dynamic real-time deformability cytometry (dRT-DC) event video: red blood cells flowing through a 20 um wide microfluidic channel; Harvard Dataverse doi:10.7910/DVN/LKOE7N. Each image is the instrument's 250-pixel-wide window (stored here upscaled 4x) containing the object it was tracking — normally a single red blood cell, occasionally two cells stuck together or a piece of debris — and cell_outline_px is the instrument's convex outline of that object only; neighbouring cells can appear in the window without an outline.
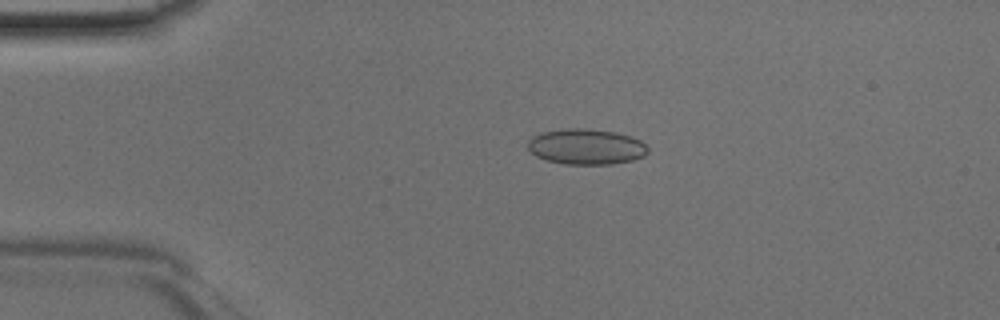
{"species": "Egyptian fruit bat (a non-hibernating species)", "species_latin": "Rousettus aegyptiacus", "temperature_condition": "room temperature", "stored_images_in_passage": 46, "camera_frame_rate_fps": 3000, "um_per_image_px": 0.085, "animal": {"sex": "male"}, "frame": {"image": 1, "passage_image": 10, "time_ms": 3.0, "image_size_px": [1000, 320], "cell_outline_px": [[648, 152], [644, 156], [632, 160], [612, 164], [564, 164], [548, 160], [536, 156], [528, 148], [528, 140], [532, 136], [540, 132], [564, 128], [584, 128], [616, 132], [640, 140], [648, 148]], "centroid_in_image_um": [49.8, 12.46], "position_along_channel_um": 35.2, "area_um2": 24.91}}
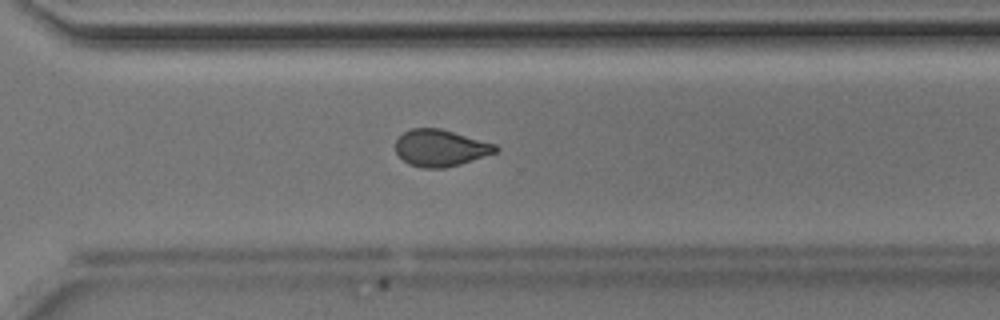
{"frame": {"image": 2, "passage_image": 33, "time_ms": 10.667, "image_size_px": [1000, 320], "cell_outline_px": [[500, 148], [496, 152], [460, 164], [444, 168], [420, 168], [408, 164], [396, 152], [396, 140], [404, 132], [412, 128], [440, 128], [496, 144]], "centroid_in_image_um": [37.44, 12.58], "position_along_channel_um": 333.2, "area_um2": 21.33}}
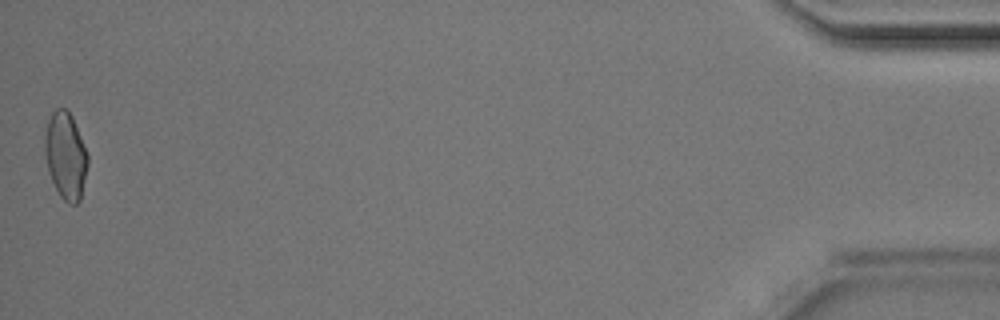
{"frame": {"image": 3, "passage_image": 46, "time_ms": 15.0, "image_size_px": [1000, 320], "cell_outline_px": [[88, 164], [80, 200], [76, 204], [68, 204], [60, 196], [52, 180], [48, 168], [44, 152], [44, 140], [48, 120], [52, 112], [56, 108], [68, 108], [72, 116], [88, 156]], "centroid_in_image_um": [5.57, 13.22], "position_along_channel_um": 429.6, "area_um2": 21.62}}